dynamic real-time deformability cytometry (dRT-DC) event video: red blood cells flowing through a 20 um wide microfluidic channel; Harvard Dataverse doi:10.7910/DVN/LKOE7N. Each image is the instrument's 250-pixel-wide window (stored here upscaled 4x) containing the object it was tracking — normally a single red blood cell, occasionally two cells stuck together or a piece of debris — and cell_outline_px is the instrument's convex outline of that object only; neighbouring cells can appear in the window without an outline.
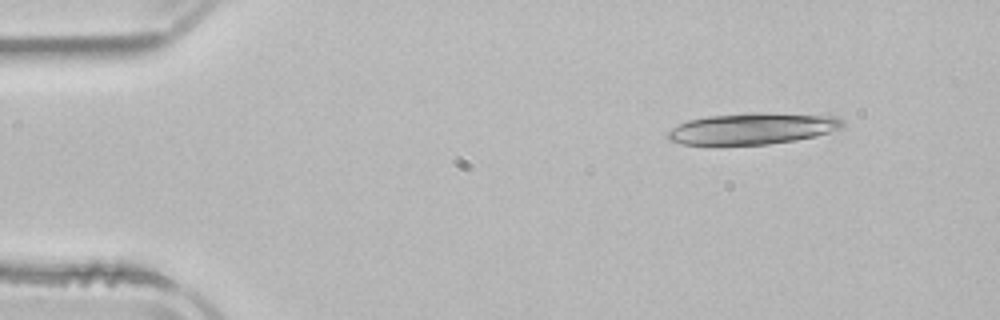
{"species": "common noctule bat (a hibernating species)", "species_latin": "Nyctalus noctula", "temperature_condition": "room temperature", "stored_images_in_passage": 4, "camera_frame_rate_fps": 3000, "um_per_image_px": 0.085, "animal": {"sex": "male", "body_mass_g": 21.5, "forearm_length_mm": 52.0}, "frame": {"image": 1, "passage_image": 1, "time_ms": 0.0, "image_size_px": [1000, 320], "cell_outline_px": [[844, 128], [816, 136], [796, 140], [768, 144], [716, 148], [680, 144], [668, 140], [668, 132], [672, 128], [688, 120], [708, 116], [744, 112], [828, 112], [840, 116], [844, 120]], "centroid_in_image_um": [64.07, 10.93], "position_along_channel_um": 20.9, "area_um2": 34.45}}